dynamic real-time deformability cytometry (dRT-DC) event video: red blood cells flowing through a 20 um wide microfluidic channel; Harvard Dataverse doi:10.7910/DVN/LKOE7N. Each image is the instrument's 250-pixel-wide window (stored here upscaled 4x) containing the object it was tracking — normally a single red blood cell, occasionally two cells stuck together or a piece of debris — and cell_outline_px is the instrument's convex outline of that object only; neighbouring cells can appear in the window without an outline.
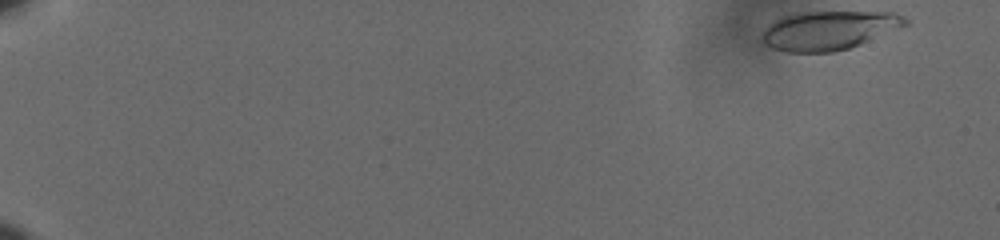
{"species": "human", "species_latin": "Homo sapiens", "temperature_condition": "cold", "stored_images_in_passage": 58, "camera_frame_rate_fps": 3000, "um_per_image_px": 0.085, "donor": {"sex": "male"}, "frame": {"image": 1, "passage_image": 1, "time_ms": 0.0, "image_size_px": [1000, 240], "cell_outline_px": [[908, 24], [860, 44], [848, 48], [832, 52], [788, 52], [772, 48], [764, 44], [764, 28], [772, 20], [780, 16], [800, 12], [892, 12], [904, 16], [908, 20]], "centroid_in_image_um": [70.42, 2.56], "position_along_channel_um": 14.6, "area_um2": 32.37}}
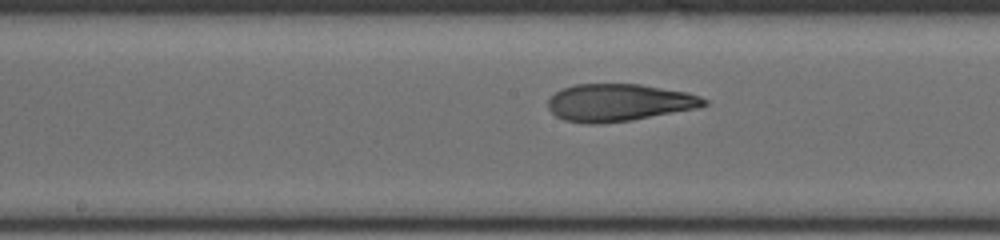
{"frame": {"image": 2, "passage_image": 32, "time_ms": 10.333, "image_size_px": [1000, 240], "cell_outline_px": [[708, 104], [700, 108], [632, 120], [600, 124], [588, 124], [564, 120], [556, 116], [548, 108], [548, 100], [556, 92], [564, 88], [576, 84], [640, 84], [688, 92], [700, 96], [708, 100]], "centroid_in_image_um": [52.65, 8.72], "position_along_channel_um": 195.5, "area_um2": 34.16}}
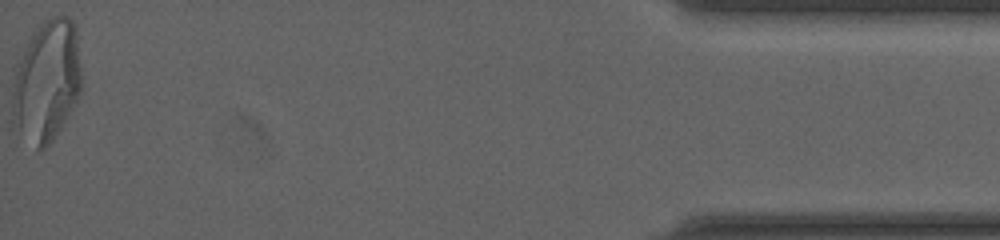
{"frame": {"image": 3, "passage_image": 58, "time_ms": 19.0, "image_size_px": [1000, 240], "cell_outline_px": [[80, 92], [76, 100], [60, 128], [52, 140], [44, 148], [36, 148], [12, 124], [12, 92], [16, 64], [32, 32], [44, 20], [52, 16], [68, 16], [76, 24], [80, 68]], "centroid_in_image_um": [3.95, 6.84], "position_along_channel_um": 431.2, "area_um2": 48.73}, "authors_computed_cell_mechanics": {"area_um2": 34.102, "velocity_mm_per_s": 3.5942, "shape_relaxation_time_tau1_ms": 10.1049, "shape_relaxation_time_tau2_ms": 1.7225, "deformation_change_tau1": 0.3163, "deformation_change_tau2": 0.089}}